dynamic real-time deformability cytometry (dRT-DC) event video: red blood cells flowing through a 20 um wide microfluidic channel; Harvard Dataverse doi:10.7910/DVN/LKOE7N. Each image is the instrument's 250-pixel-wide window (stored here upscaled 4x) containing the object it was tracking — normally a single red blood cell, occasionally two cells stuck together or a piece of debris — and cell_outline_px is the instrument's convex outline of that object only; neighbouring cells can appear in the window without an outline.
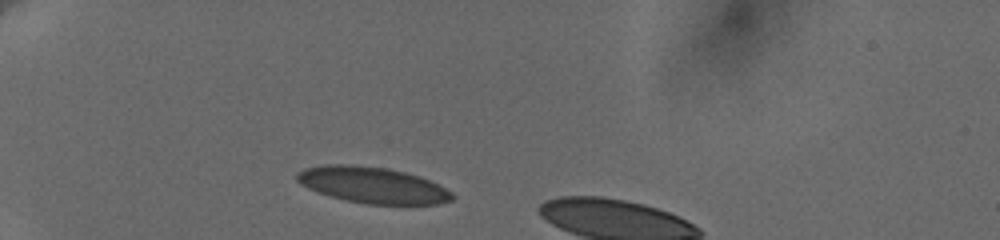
{"species": "human", "species_latin": "Homo sapiens", "temperature_condition": "cold", "stored_images_in_passage": 8, "camera_frame_rate_fps": 3000, "um_per_image_px": 0.085, "donor": {"sex": "female"}, "frame": {"image": 1, "passage_image": 1, "time_ms": 0.0, "image_size_px": [1000, 240], "cell_outline_px": [[456, 196], [452, 200], [436, 204], [368, 204], [348, 200], [332, 196], [308, 188], [300, 184], [296, 180], [296, 172], [304, 168], [324, 164], [356, 164], [388, 168], [420, 176], [452, 192]], "centroid_in_image_um": [31.64, 15.71], "position_along_channel_um": 53.4, "area_um2": 32.66}}
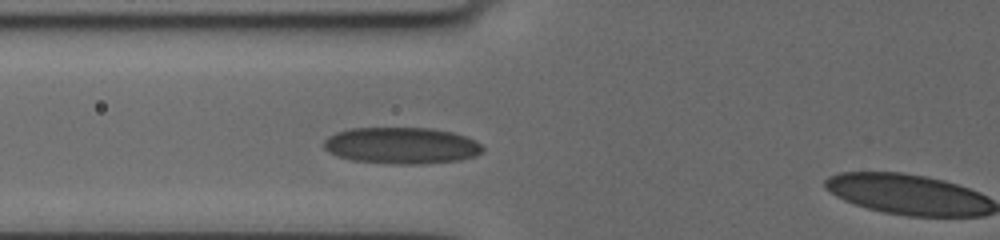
{"frame": {"image": 2, "passage_image": 7, "time_ms": 2.0, "image_size_px": [1000, 240], "cell_outline_px": [[484, 152], [476, 156], [460, 160], [420, 164], [392, 164], [352, 160], [336, 156], [328, 152], [324, 148], [324, 140], [328, 136], [336, 132], [352, 128], [432, 128], [452, 132], [476, 140], [484, 148]], "centroid_in_image_um": [34.13, 12.38], "position_along_channel_um": 91.7, "area_um2": 34.04}}